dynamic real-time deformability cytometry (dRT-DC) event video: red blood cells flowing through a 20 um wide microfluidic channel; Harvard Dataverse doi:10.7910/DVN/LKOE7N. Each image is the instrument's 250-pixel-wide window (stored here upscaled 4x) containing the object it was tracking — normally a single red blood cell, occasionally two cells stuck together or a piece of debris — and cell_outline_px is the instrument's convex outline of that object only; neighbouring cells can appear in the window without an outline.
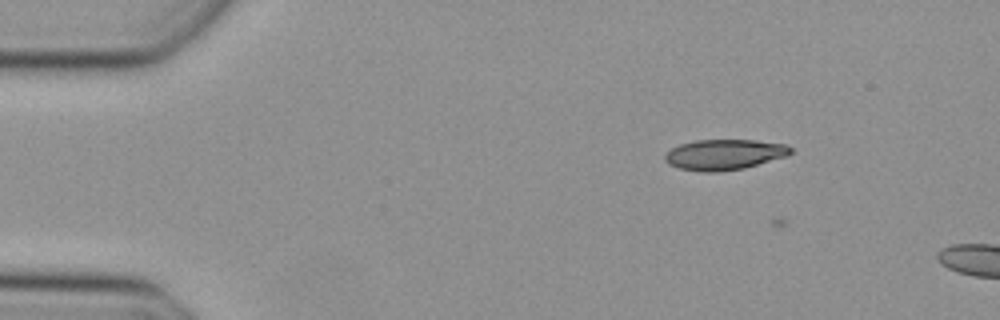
{"species": "Egyptian fruit bat (a non-hibernating species)", "species_latin": "Rousettus aegyptiacus", "temperature_condition": "cold", "stored_images_in_passage": 2, "camera_frame_rate_fps": 3000, "um_per_image_px": 0.085, "animal": {"sex": "female"}, "frame": {"image": 1, "passage_image": 1, "time_ms": 0.0, "image_size_px": [1000, 320], "cell_outline_px": [[792, 152], [788, 156], [744, 168], [720, 172], [704, 172], [680, 168], [668, 164], [664, 160], [664, 156], [672, 148], [680, 144], [696, 140], [756, 140], [784, 144], [792, 148]], "centroid_in_image_um": [61.58, 13.14], "position_along_channel_um": 23.4, "area_um2": 22.37}}